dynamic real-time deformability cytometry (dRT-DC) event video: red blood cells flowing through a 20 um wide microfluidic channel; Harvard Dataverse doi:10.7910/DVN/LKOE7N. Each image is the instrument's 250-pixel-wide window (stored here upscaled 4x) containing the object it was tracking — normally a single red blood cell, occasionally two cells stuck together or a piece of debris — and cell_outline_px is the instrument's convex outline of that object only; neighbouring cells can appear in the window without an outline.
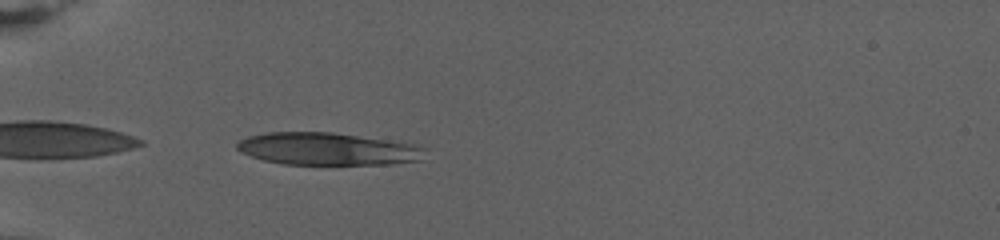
{"species": "human", "species_latin": "Homo sapiens", "temperature_condition": "warm", "stored_images_in_passage": 55, "camera_frame_rate_fps": 3000, "um_per_image_px": 0.085, "donor": {"sex": "female"}, "frame": {"image": 1, "passage_image": 2, "time_ms": 0.333, "image_size_px": [1000, 240], "cell_outline_px": [[424, 148], [420, 160], [388, 164], [284, 164], [264, 160], [240, 152], [236, 148], [236, 144], [240, 140], [248, 136], [268, 132], [332, 132], [408, 144]], "centroid_in_image_um": [27.73, 12.66], "position_along_channel_um": 57.3, "area_um2": 34.8}}
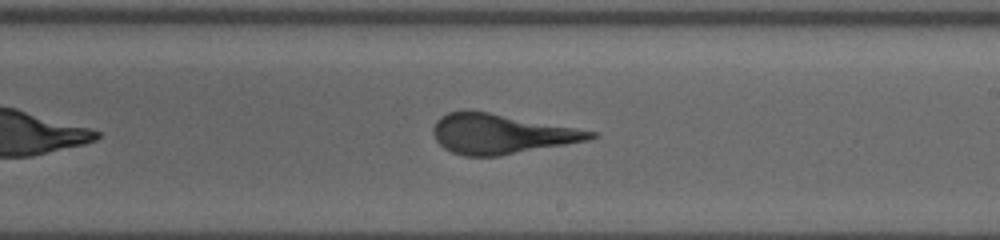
{"frame": {"image": 2, "passage_image": 25, "time_ms": 8.0, "image_size_px": [1000, 240], "cell_outline_px": [[600, 136], [588, 140], [500, 156], [464, 156], [452, 152], [444, 148], [436, 140], [432, 132], [432, 128], [436, 120], [440, 116], [448, 112], [488, 112], [576, 128], [596, 132]], "centroid_in_image_um": [42.57, 11.4], "position_along_channel_um": 246.4, "area_um2": 36.01}}
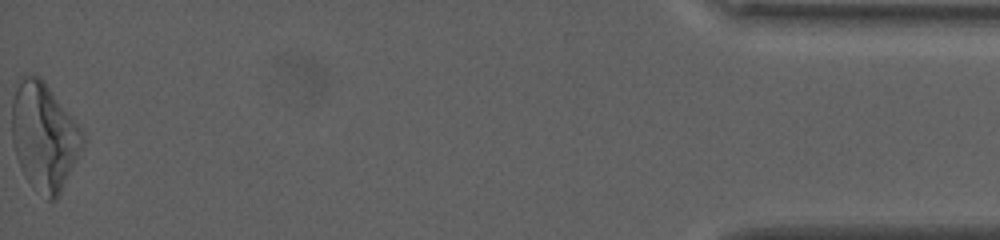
{"frame": {"image": 3, "passage_image": 55, "time_ms": 18.0, "image_size_px": [1000, 240], "cell_outline_px": [[88, 140], [56, 200], [48, 200], [32, 188], [24, 176], [20, 168], [16, 156], [12, 140], [12, 100], [16, 80], [20, 76], [32, 72], [40, 76], [44, 80], [84, 132]], "centroid_in_image_um": [3.75, 11.57], "position_along_channel_um": 431.5, "area_um2": 45.37}}